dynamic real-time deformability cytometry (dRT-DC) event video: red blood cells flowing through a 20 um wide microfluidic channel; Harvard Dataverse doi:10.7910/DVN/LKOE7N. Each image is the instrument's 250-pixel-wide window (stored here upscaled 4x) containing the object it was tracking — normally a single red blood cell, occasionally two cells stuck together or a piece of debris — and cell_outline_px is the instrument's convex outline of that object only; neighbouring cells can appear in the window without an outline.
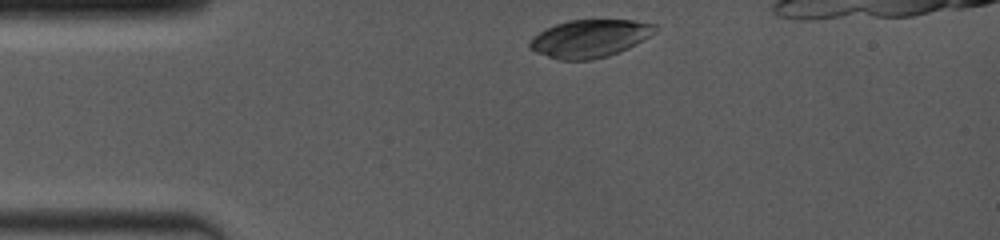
{"species": "common noctule bat (a hibernating species)", "species_latin": "Nyctalus noctula", "temperature_condition": "room temperature", "stored_images_in_passage": 46, "camera_frame_rate_fps": 4000, "um_per_image_px": 0.085, "animal": {"sex": "female", "body_mass_g": 19.0, "forearm_length_mm": 53.3}, "frame": {"image": 1, "passage_image": 1, "time_ms": 0.0, "image_size_px": [1000, 240], "cell_outline_px": [[660, 28], [656, 32], [636, 44], [628, 48], [608, 56], [588, 60], [560, 60], [536, 52], [528, 48], [528, 40], [532, 36], [556, 24], [568, 20], [632, 20], [656, 24]], "centroid_in_image_um": [50.13, 3.27], "position_along_channel_um": 34.9, "area_um2": 27.63}}
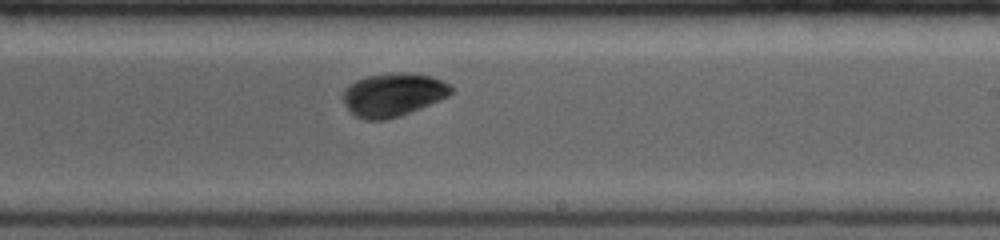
{"frame": {"image": 2, "passage_image": 28, "time_ms": 6.5, "image_size_px": [1000, 240], "cell_outline_px": [[452, 92], [448, 96], [420, 108], [400, 116], [384, 120], [364, 120], [356, 116], [348, 108], [340, 96], [348, 84], [356, 80], [368, 76], [400, 72], [404, 72], [432, 76], [448, 84], [452, 88]], "centroid_in_image_um": [33.37, 8.05], "position_along_channel_um": 255.6, "area_um2": 27.11}}
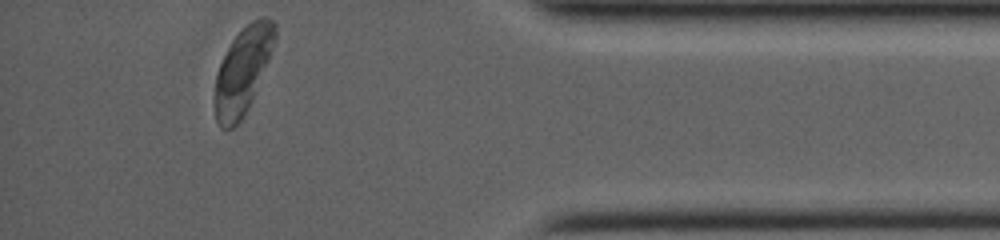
{"frame": {"image": 3, "passage_image": 46, "time_ms": 11.0, "image_size_px": [1000, 240], "cell_outline_px": [[276, 40], [252, 100], [248, 108], [240, 120], [232, 128], [220, 128], [216, 120], [216, 72], [232, 40], [252, 20], [272, 20], [276, 24]], "centroid_in_image_um": [20.64, 6.02], "position_along_channel_um": 414.6, "area_um2": 29.25}, "authors_computed_cell_mechanics": {"area_um2": 28.1486, "velocity_mm_per_s": 4.0141, "shape_relaxation_time_tau1_ms": 5.2021, "shape_relaxation_time_tau2_ms": null, "deformation_change_tau1": 0.2635, "deformation_change_tau2": null}}